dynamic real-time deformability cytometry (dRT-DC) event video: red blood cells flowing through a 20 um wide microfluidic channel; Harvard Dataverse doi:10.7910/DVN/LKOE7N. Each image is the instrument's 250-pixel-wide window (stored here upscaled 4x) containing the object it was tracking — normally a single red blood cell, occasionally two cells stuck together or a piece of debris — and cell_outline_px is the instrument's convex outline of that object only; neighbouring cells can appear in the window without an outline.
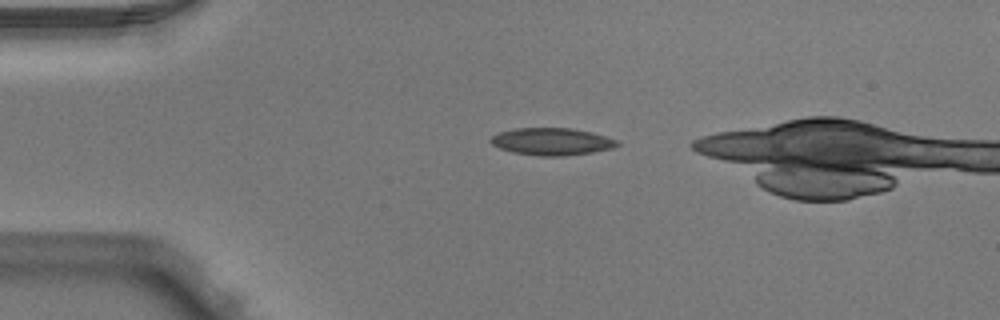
{"species": "Egyptian fruit bat (a non-hibernating species)", "species_latin": "Rousettus aegyptiacus", "temperature_condition": "warm", "stored_images_in_passage": 3, "camera_frame_rate_fps": 3000, "um_per_image_px": 0.085, "animal": {"sex": "male"}, "frame": {"image": 1, "passage_image": 1, "time_ms": 0.0, "image_size_px": [1000, 320], "cell_outline_px": [[620, 144], [612, 148], [592, 152], [564, 156], [540, 156], [512, 152], [500, 148], [492, 144], [488, 140], [496, 132], [516, 128], [572, 128], [592, 132], [608, 136], [620, 140]], "centroid_in_image_um": [46.91, 12.02], "position_along_channel_um": 38.1, "area_um2": 20.35}}